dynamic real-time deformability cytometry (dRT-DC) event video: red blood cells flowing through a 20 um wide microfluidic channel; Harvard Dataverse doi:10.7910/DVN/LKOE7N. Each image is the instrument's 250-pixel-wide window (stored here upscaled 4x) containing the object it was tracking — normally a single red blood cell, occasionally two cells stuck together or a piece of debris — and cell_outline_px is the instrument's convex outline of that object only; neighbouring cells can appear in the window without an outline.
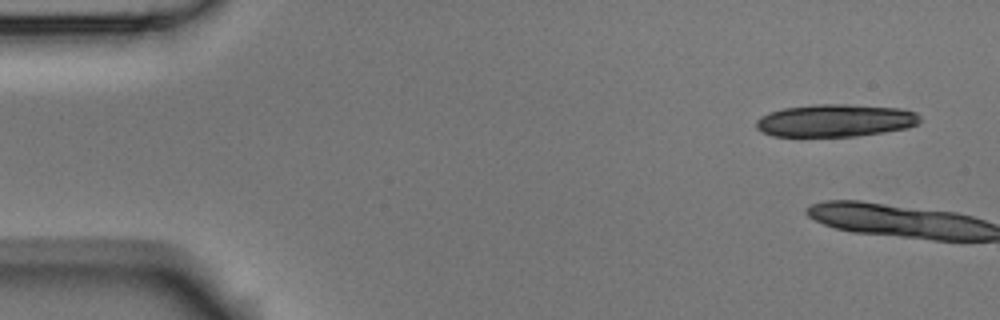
{"species": "Egyptian fruit bat (a non-hibernating species)", "species_latin": "Rousettus aegyptiacus", "temperature_condition": "room temperature", "stored_images_in_passage": 3, "camera_frame_rate_fps": 3000, "um_per_image_px": 0.085, "animal": {"sex": "male"}, "frame": {"image": 1, "passage_image": 1, "time_ms": 0.0, "image_size_px": [1000, 320], "cell_outline_px": [[920, 120], [916, 124], [908, 128], [884, 132], [856, 136], [772, 136], [756, 128], [756, 120], [760, 116], [768, 112], [784, 108], [816, 104], [848, 104], [900, 108], [916, 112], [920, 116]], "centroid_in_image_um": [71.0, 10.24], "position_along_channel_um": 14.0, "area_um2": 31.15}}